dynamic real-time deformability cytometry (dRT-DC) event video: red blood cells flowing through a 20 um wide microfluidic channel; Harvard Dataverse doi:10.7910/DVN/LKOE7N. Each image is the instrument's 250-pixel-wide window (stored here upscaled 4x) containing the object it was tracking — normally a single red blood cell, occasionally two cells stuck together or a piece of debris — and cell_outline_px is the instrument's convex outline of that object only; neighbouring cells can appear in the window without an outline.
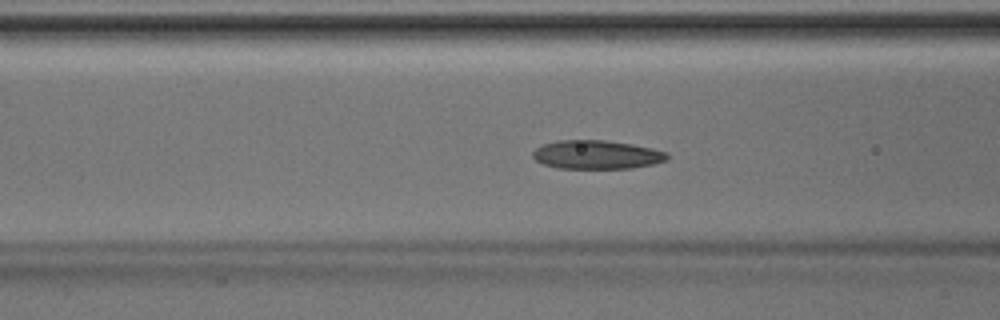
{"species": "Egyptian fruit bat (a non-hibernating species)", "species_latin": "Rousettus aegyptiacus", "temperature_condition": "room temperature", "stored_images_in_passage": 47, "segment_of_instrument_passage": [1, 2], "camera_frame_rate_fps": 3000, "um_per_image_px": 0.085, "animal": {"sex": "male"}, "frame": {"image": 1, "passage_image": 18, "time_ms": 5.667, "image_size_px": [1000, 320], "cell_outline_px": [[668, 160], [652, 164], [632, 168], [560, 168], [544, 164], [536, 160], [532, 156], [532, 152], [536, 148], [544, 144], [556, 140], [604, 140], [632, 144], [652, 148], [668, 152]], "centroid_in_image_um": [50.73, 13.14], "position_along_channel_um": 115.9, "area_um2": 22.43}}
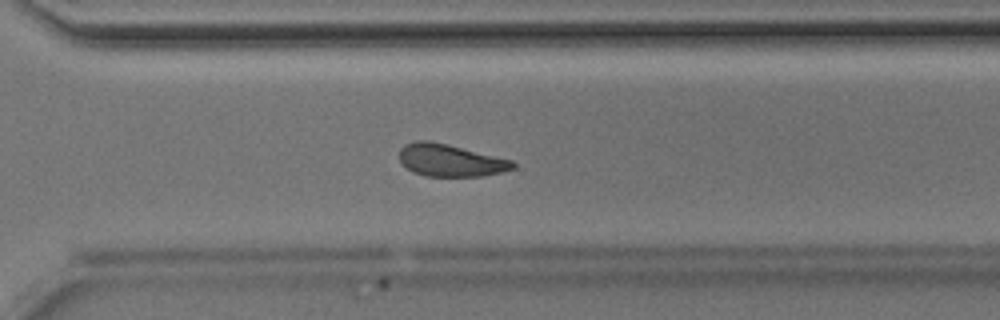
{"frame": {"image": 2, "passage_image": 33, "time_ms": 10.667, "image_size_px": [1000, 320], "cell_outline_px": [[516, 168], [504, 172], [480, 176], [424, 176], [412, 172], [400, 164], [400, 148], [404, 144], [416, 140], [428, 140], [448, 144], [512, 160], [516, 164]], "centroid_in_image_um": [38.26, 13.63], "position_along_channel_um": 332.3, "area_um2": 21.62}}
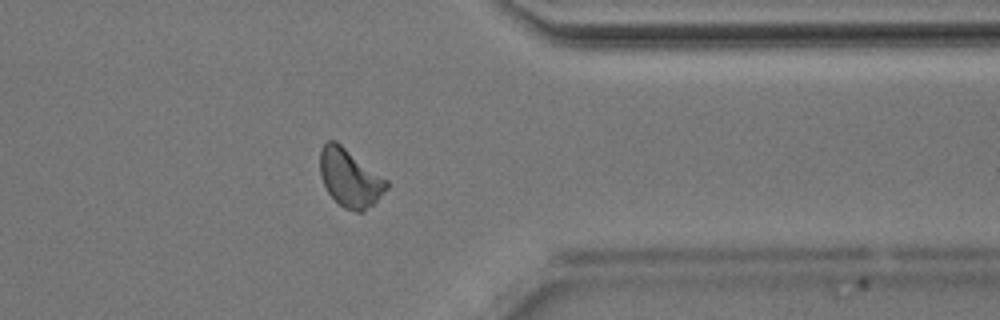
{"frame": {"image": 3, "passage_image": 37, "time_ms": 12.0, "image_size_px": [1000, 320], "cell_outline_px": [[388, 188], [372, 204], [360, 212], [356, 212], [344, 208], [328, 192], [320, 176], [320, 148], [328, 140], [336, 140], [388, 180]], "centroid_in_image_um": [29.72, 15.09], "position_along_channel_um": 381.7, "area_um2": 22.25}}